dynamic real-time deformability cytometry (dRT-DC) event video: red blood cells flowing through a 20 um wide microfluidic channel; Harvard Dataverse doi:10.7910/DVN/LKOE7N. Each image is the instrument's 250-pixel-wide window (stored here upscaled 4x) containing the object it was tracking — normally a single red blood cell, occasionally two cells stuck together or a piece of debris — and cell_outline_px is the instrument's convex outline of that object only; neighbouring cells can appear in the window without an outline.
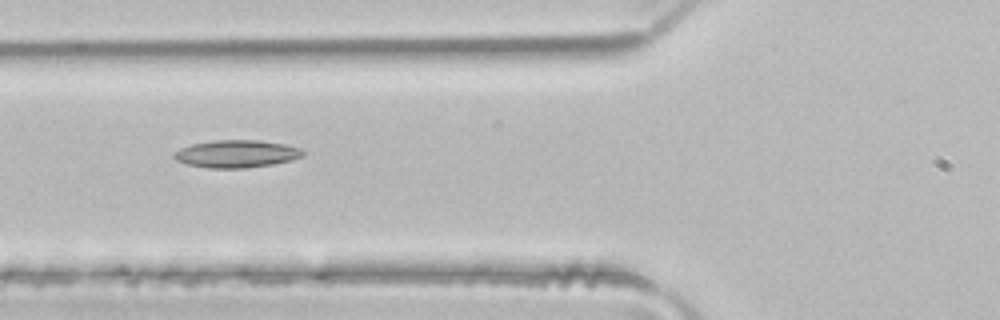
{"species": "common noctule bat (a hibernating species)", "species_latin": "Nyctalus noctula", "temperature_condition": "room temperature", "stored_images_in_passage": 3, "camera_frame_rate_fps": 3000, "um_per_image_px": 0.085, "animal": {"sex": "male", "body_mass_g": 21.5, "forearm_length_mm": 52.0}, "frame": {"image": 1, "passage_image": 3, "time_ms": 0.667, "image_size_px": [1000, 320], "cell_outline_px": [[304, 156], [292, 160], [272, 164], [244, 168], [208, 168], [188, 164], [176, 160], [172, 156], [180, 148], [192, 144], [212, 140], [260, 140], [284, 144], [300, 148], [304, 152]], "centroid_in_image_um": [20.11, 13.07], "position_along_channel_um": 105.7, "area_um2": 20.63}}